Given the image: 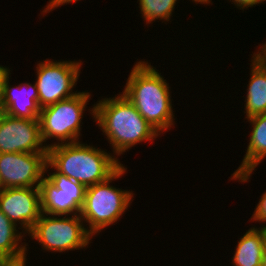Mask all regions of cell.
Segmentation results:
<instances>
[{"instance_id": "cell-25", "label": "cell", "mask_w": 266, "mask_h": 266, "mask_svg": "<svg viewBox=\"0 0 266 266\" xmlns=\"http://www.w3.org/2000/svg\"><path fill=\"white\" fill-rule=\"evenodd\" d=\"M192 1H194L196 4L197 3L209 4L211 2V0H192Z\"/></svg>"}, {"instance_id": "cell-3", "label": "cell", "mask_w": 266, "mask_h": 266, "mask_svg": "<svg viewBox=\"0 0 266 266\" xmlns=\"http://www.w3.org/2000/svg\"><path fill=\"white\" fill-rule=\"evenodd\" d=\"M122 165L114 155L80 141L67 144L55 142L48 145L45 172L49 167L54 168L57 173L87 188L106 181Z\"/></svg>"}, {"instance_id": "cell-12", "label": "cell", "mask_w": 266, "mask_h": 266, "mask_svg": "<svg viewBox=\"0 0 266 266\" xmlns=\"http://www.w3.org/2000/svg\"><path fill=\"white\" fill-rule=\"evenodd\" d=\"M9 75L10 72L3 80L0 99L4 113L15 118L38 119L41 108L38 104L36 83H21L17 87H11Z\"/></svg>"}, {"instance_id": "cell-8", "label": "cell", "mask_w": 266, "mask_h": 266, "mask_svg": "<svg viewBox=\"0 0 266 266\" xmlns=\"http://www.w3.org/2000/svg\"><path fill=\"white\" fill-rule=\"evenodd\" d=\"M85 187L57 172L42 179L41 211L48 215L66 216L80 214L84 203Z\"/></svg>"}, {"instance_id": "cell-26", "label": "cell", "mask_w": 266, "mask_h": 266, "mask_svg": "<svg viewBox=\"0 0 266 266\" xmlns=\"http://www.w3.org/2000/svg\"><path fill=\"white\" fill-rule=\"evenodd\" d=\"M5 189L4 185H3V181L0 175V193Z\"/></svg>"}, {"instance_id": "cell-21", "label": "cell", "mask_w": 266, "mask_h": 266, "mask_svg": "<svg viewBox=\"0 0 266 266\" xmlns=\"http://www.w3.org/2000/svg\"><path fill=\"white\" fill-rule=\"evenodd\" d=\"M264 1L266 0H232V2L237 6L236 8L238 9H245V8L248 9V7H253L256 4L259 3L263 4Z\"/></svg>"}, {"instance_id": "cell-18", "label": "cell", "mask_w": 266, "mask_h": 266, "mask_svg": "<svg viewBox=\"0 0 266 266\" xmlns=\"http://www.w3.org/2000/svg\"><path fill=\"white\" fill-rule=\"evenodd\" d=\"M250 220L266 222V192L262 194L259 203L257 204L255 211Z\"/></svg>"}, {"instance_id": "cell-19", "label": "cell", "mask_w": 266, "mask_h": 266, "mask_svg": "<svg viewBox=\"0 0 266 266\" xmlns=\"http://www.w3.org/2000/svg\"><path fill=\"white\" fill-rule=\"evenodd\" d=\"M26 257L27 254L15 259H0V266H26Z\"/></svg>"}, {"instance_id": "cell-4", "label": "cell", "mask_w": 266, "mask_h": 266, "mask_svg": "<svg viewBox=\"0 0 266 266\" xmlns=\"http://www.w3.org/2000/svg\"><path fill=\"white\" fill-rule=\"evenodd\" d=\"M123 165L106 181L85 189L84 203L80 210L82 220L89 224L88 232L94 236L122 217L132 201L133 192L109 184L126 172Z\"/></svg>"}, {"instance_id": "cell-17", "label": "cell", "mask_w": 266, "mask_h": 266, "mask_svg": "<svg viewBox=\"0 0 266 266\" xmlns=\"http://www.w3.org/2000/svg\"><path fill=\"white\" fill-rule=\"evenodd\" d=\"M141 16L146 25L155 19L169 21L177 0H138Z\"/></svg>"}, {"instance_id": "cell-15", "label": "cell", "mask_w": 266, "mask_h": 266, "mask_svg": "<svg viewBox=\"0 0 266 266\" xmlns=\"http://www.w3.org/2000/svg\"><path fill=\"white\" fill-rule=\"evenodd\" d=\"M252 58L251 77L245 98V118L266 113V67Z\"/></svg>"}, {"instance_id": "cell-23", "label": "cell", "mask_w": 266, "mask_h": 266, "mask_svg": "<svg viewBox=\"0 0 266 266\" xmlns=\"http://www.w3.org/2000/svg\"><path fill=\"white\" fill-rule=\"evenodd\" d=\"M9 72L10 69L6 68L5 66L3 67L2 65L0 66V99H1L3 80L9 74Z\"/></svg>"}, {"instance_id": "cell-16", "label": "cell", "mask_w": 266, "mask_h": 266, "mask_svg": "<svg viewBox=\"0 0 266 266\" xmlns=\"http://www.w3.org/2000/svg\"><path fill=\"white\" fill-rule=\"evenodd\" d=\"M16 227L0 210V259H15L26 254L28 245H19L25 234L22 235Z\"/></svg>"}, {"instance_id": "cell-13", "label": "cell", "mask_w": 266, "mask_h": 266, "mask_svg": "<svg viewBox=\"0 0 266 266\" xmlns=\"http://www.w3.org/2000/svg\"><path fill=\"white\" fill-rule=\"evenodd\" d=\"M253 127L246 154L231 179L247 182L253 170L266 157V113L247 118Z\"/></svg>"}, {"instance_id": "cell-11", "label": "cell", "mask_w": 266, "mask_h": 266, "mask_svg": "<svg viewBox=\"0 0 266 266\" xmlns=\"http://www.w3.org/2000/svg\"><path fill=\"white\" fill-rule=\"evenodd\" d=\"M0 210L16 226L21 224L18 229L24 228L23 234L29 233L42 214L40 187L5 188L0 193Z\"/></svg>"}, {"instance_id": "cell-5", "label": "cell", "mask_w": 266, "mask_h": 266, "mask_svg": "<svg viewBox=\"0 0 266 266\" xmlns=\"http://www.w3.org/2000/svg\"><path fill=\"white\" fill-rule=\"evenodd\" d=\"M28 235L36 239L43 250L60 253L88 247L92 238L79 214L58 218L42 213Z\"/></svg>"}, {"instance_id": "cell-2", "label": "cell", "mask_w": 266, "mask_h": 266, "mask_svg": "<svg viewBox=\"0 0 266 266\" xmlns=\"http://www.w3.org/2000/svg\"><path fill=\"white\" fill-rule=\"evenodd\" d=\"M90 111L110 141L114 155L119 156L137 143L152 141L160 135L123 94L98 101Z\"/></svg>"}, {"instance_id": "cell-14", "label": "cell", "mask_w": 266, "mask_h": 266, "mask_svg": "<svg viewBox=\"0 0 266 266\" xmlns=\"http://www.w3.org/2000/svg\"><path fill=\"white\" fill-rule=\"evenodd\" d=\"M266 246V228H250L238 241L233 266H261Z\"/></svg>"}, {"instance_id": "cell-27", "label": "cell", "mask_w": 266, "mask_h": 266, "mask_svg": "<svg viewBox=\"0 0 266 266\" xmlns=\"http://www.w3.org/2000/svg\"><path fill=\"white\" fill-rule=\"evenodd\" d=\"M3 114H4V110L2 109V107H1V105H0V119H1V117L3 116Z\"/></svg>"}, {"instance_id": "cell-9", "label": "cell", "mask_w": 266, "mask_h": 266, "mask_svg": "<svg viewBox=\"0 0 266 266\" xmlns=\"http://www.w3.org/2000/svg\"><path fill=\"white\" fill-rule=\"evenodd\" d=\"M38 119L15 118L6 113L0 119V153H47Z\"/></svg>"}, {"instance_id": "cell-7", "label": "cell", "mask_w": 266, "mask_h": 266, "mask_svg": "<svg viewBox=\"0 0 266 266\" xmlns=\"http://www.w3.org/2000/svg\"><path fill=\"white\" fill-rule=\"evenodd\" d=\"M81 62H58L46 59L38 63L35 83L38 89V104L41 109L78 93L72 91L80 75Z\"/></svg>"}, {"instance_id": "cell-1", "label": "cell", "mask_w": 266, "mask_h": 266, "mask_svg": "<svg viewBox=\"0 0 266 266\" xmlns=\"http://www.w3.org/2000/svg\"><path fill=\"white\" fill-rule=\"evenodd\" d=\"M146 61L137 62L122 94L159 134L174 124L169 84L161 73Z\"/></svg>"}, {"instance_id": "cell-10", "label": "cell", "mask_w": 266, "mask_h": 266, "mask_svg": "<svg viewBox=\"0 0 266 266\" xmlns=\"http://www.w3.org/2000/svg\"><path fill=\"white\" fill-rule=\"evenodd\" d=\"M47 153H0V175L5 188L40 187Z\"/></svg>"}, {"instance_id": "cell-24", "label": "cell", "mask_w": 266, "mask_h": 266, "mask_svg": "<svg viewBox=\"0 0 266 266\" xmlns=\"http://www.w3.org/2000/svg\"><path fill=\"white\" fill-rule=\"evenodd\" d=\"M261 266H266V246H265L264 251H263Z\"/></svg>"}, {"instance_id": "cell-22", "label": "cell", "mask_w": 266, "mask_h": 266, "mask_svg": "<svg viewBox=\"0 0 266 266\" xmlns=\"http://www.w3.org/2000/svg\"><path fill=\"white\" fill-rule=\"evenodd\" d=\"M259 48V50L261 51L259 52L258 50L257 53L254 52L253 57L257 59L264 67H266V43L264 45H261V47Z\"/></svg>"}, {"instance_id": "cell-6", "label": "cell", "mask_w": 266, "mask_h": 266, "mask_svg": "<svg viewBox=\"0 0 266 266\" xmlns=\"http://www.w3.org/2000/svg\"><path fill=\"white\" fill-rule=\"evenodd\" d=\"M90 96L89 92H78L73 97L42 108L39 122L43 142L51 138L60 144L79 142L83 111Z\"/></svg>"}, {"instance_id": "cell-20", "label": "cell", "mask_w": 266, "mask_h": 266, "mask_svg": "<svg viewBox=\"0 0 266 266\" xmlns=\"http://www.w3.org/2000/svg\"><path fill=\"white\" fill-rule=\"evenodd\" d=\"M50 2L48 3V5H46V7L44 8V10L42 11V15L45 13H49L50 11H52L53 9L62 6L64 4H69V3H73L79 0H49Z\"/></svg>"}]
</instances>
